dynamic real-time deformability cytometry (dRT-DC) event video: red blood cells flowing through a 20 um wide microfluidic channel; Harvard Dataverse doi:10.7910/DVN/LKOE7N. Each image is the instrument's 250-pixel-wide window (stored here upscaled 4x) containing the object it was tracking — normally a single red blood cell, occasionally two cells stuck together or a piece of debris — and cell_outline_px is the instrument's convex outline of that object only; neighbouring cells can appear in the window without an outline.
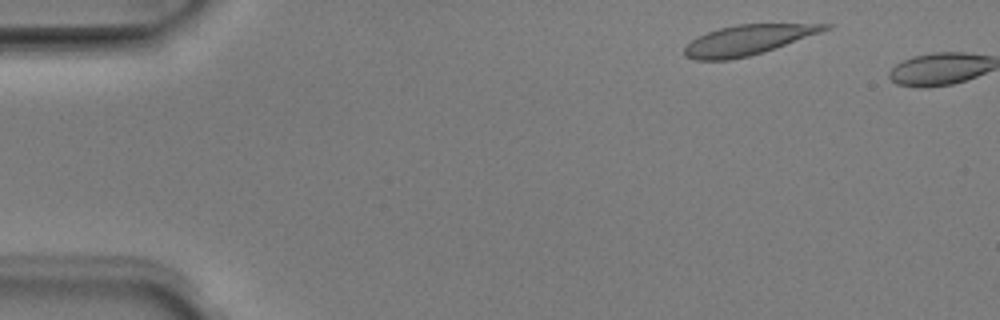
{"species": "Egyptian fruit bat (a non-hibernating species)", "species_latin": "Rousettus aegyptiacus", "temperature_condition": "room temperature", "stored_images_in_passage": 4, "camera_frame_rate_fps": 3000, "um_per_image_px": 0.085, "animal": {"sex": "male"}, "frame": {"image": 1, "passage_image": 3, "time_ms": 0.667, "image_size_px": [1000, 320], "cell_outline_px": [[832, 28], [776, 48], [764, 52], [748, 56], [728, 60], [692, 60], [684, 56], [684, 48], [692, 40], [708, 32], [720, 28], [736, 24], [832, 24]], "centroid_in_image_um": [63.56, 3.41], "position_along_channel_um": 21.4, "area_um2": 24.33}}